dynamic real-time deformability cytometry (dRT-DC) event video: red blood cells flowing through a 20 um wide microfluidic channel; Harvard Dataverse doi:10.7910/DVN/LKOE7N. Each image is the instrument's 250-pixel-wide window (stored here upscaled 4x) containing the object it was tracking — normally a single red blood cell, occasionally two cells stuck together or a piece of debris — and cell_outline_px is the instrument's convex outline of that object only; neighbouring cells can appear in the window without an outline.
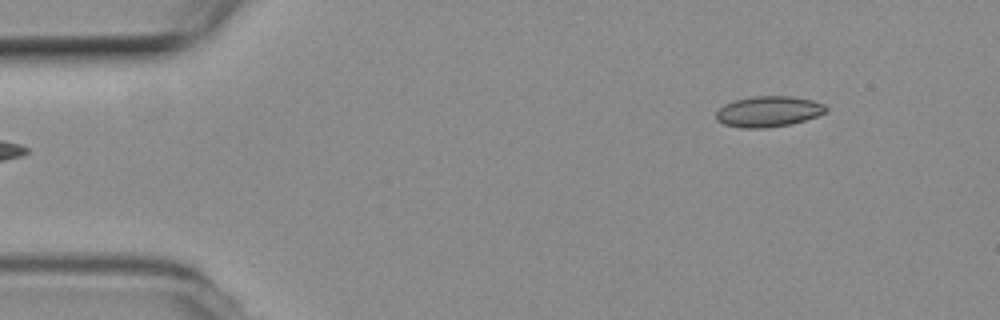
{"species": "common noctule bat (a hibernating species)", "species_latin": "Nyctalus noctula", "temperature_condition": "room temperature", "stored_images_in_passage": 5, "segment_of_instrument_passage": [2, 2], "camera_frame_rate_fps": 3000, "um_per_image_px": 0.085, "animal": {"sex": "female", "body_mass_g": 19.3, "forearm_length_mm": 54.1}, "frame": {"image": 1, "passage_image": 5, "time_ms": 1.333, "image_size_px": [1000, 320], "cell_outline_px": [[828, 112], [792, 124], [764, 128], [740, 128], [724, 124], [716, 120], [716, 112], [724, 104], [732, 100], [752, 96], [792, 96], [812, 100], [824, 104], [828, 108]], "centroid_in_image_um": [65.31, 9.47], "position_along_channel_um": 19.7, "area_um2": 19.88}}